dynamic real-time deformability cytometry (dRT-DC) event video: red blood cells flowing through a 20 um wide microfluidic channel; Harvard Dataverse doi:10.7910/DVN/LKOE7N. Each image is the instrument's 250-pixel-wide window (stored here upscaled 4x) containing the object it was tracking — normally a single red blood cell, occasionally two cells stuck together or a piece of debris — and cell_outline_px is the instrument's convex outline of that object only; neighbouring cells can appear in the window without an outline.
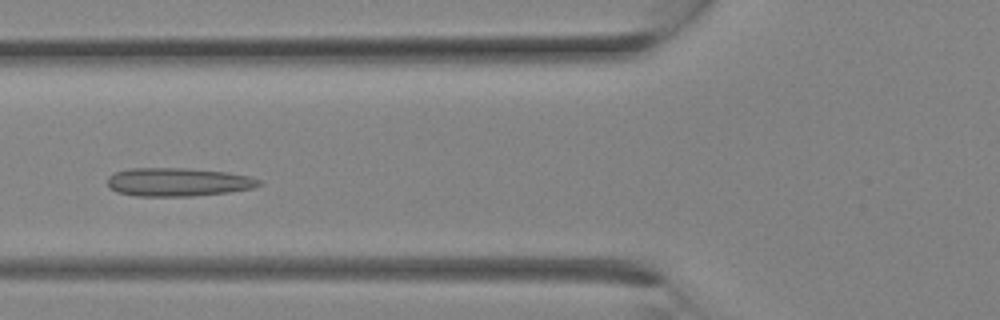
{"species": "Egyptian fruit bat (a non-hibernating species)", "species_latin": "Rousettus aegyptiacus", "temperature_condition": "room temperature", "stored_images_in_passage": 17, "camera_frame_rate_fps": 3000, "um_per_image_px": 0.085, "animal": {"sex": "female"}, "frame": {"image": 1, "passage_image": 9, "time_ms": 2.667, "image_size_px": [1000, 320], "cell_outline_px": [[264, 184], [252, 188], [228, 192], [192, 196], [136, 196], [116, 192], [108, 188], [108, 176], [116, 172], [128, 168], [188, 168], [228, 172], [248, 176], [260, 180]], "centroid_in_image_um": [15.11, 15.47], "position_along_channel_um": 110.7, "area_um2": 25.26}}
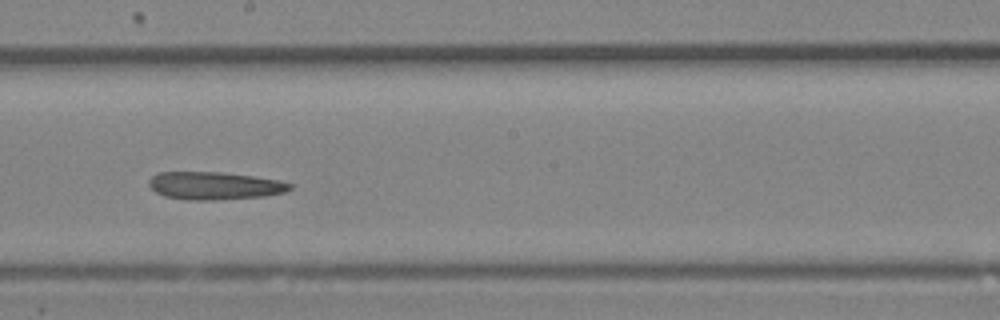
{"frame": {"image": 2, "passage_image": 14, "time_ms": 4.333, "image_size_px": [1000, 320], "cell_outline_px": [[292, 188], [284, 192], [264, 196], [216, 200], [188, 200], [164, 196], [156, 192], [148, 184], [148, 180], [156, 172], [220, 172], [252, 176], [280, 180], [292, 184]], "centroid_in_image_um": [18.21, 15.78], "position_along_channel_um": 230.0, "area_um2": 22.83}}
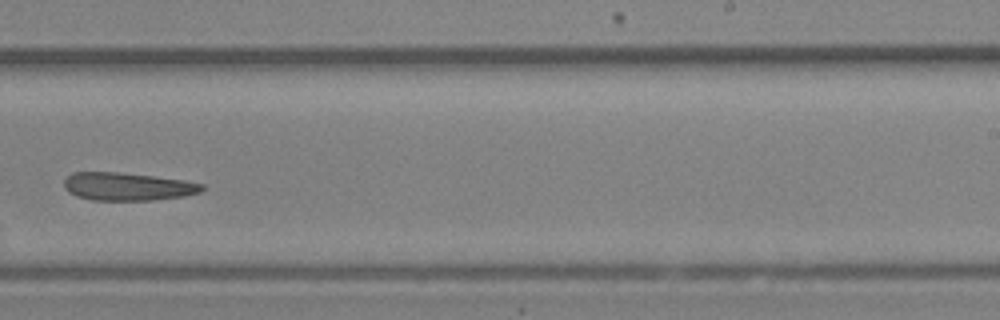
{"frame": {"image": 3, "passage_image": 16, "time_ms": 5.0, "image_size_px": [1000, 320], "cell_outline_px": [[204, 188], [200, 192], [184, 196], [152, 200], [92, 200], [76, 196], [68, 192], [64, 188], [64, 180], [72, 172], [120, 172], [184, 180], [204, 184]], "centroid_in_image_um": [10.82, 15.85], "position_along_channel_um": 278.2, "area_um2": 22.48}}